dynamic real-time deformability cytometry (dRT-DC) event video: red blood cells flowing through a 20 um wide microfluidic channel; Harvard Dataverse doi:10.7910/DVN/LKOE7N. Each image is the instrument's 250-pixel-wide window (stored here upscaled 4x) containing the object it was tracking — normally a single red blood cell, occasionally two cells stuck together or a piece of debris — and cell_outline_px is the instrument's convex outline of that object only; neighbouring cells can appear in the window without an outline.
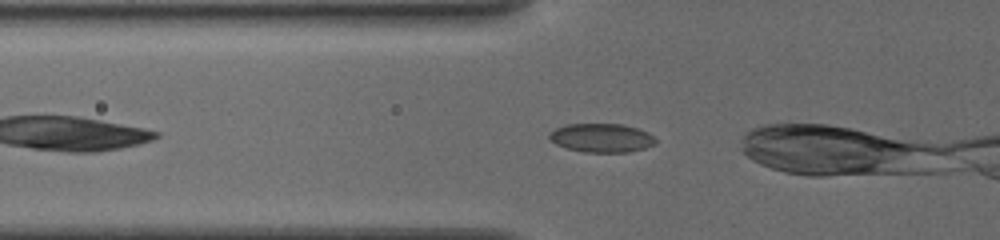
{"species": "common noctule bat (a hibernating species)", "species_latin": "Nyctalus noctula", "temperature_condition": "cold", "stored_images_in_passage": 10, "camera_frame_rate_fps": 3000, "um_per_image_px": 0.085, "animal": {"sex": "female", "body_mass_g": 19.5, "forearm_length_mm": 54.1}, "frame": {"image": 1, "passage_image": 4, "time_ms": 0.667, "image_size_px": [1000, 240], "cell_outline_px": [[656, 144], [644, 148], [628, 152], [584, 152], [568, 148], [556, 144], [548, 136], [556, 128], [568, 124], [620, 124], [636, 128], [648, 132], [656, 140]], "centroid_in_image_um": [51.16, 11.72], "position_along_channel_um": 74.6, "area_um2": 17.57}}